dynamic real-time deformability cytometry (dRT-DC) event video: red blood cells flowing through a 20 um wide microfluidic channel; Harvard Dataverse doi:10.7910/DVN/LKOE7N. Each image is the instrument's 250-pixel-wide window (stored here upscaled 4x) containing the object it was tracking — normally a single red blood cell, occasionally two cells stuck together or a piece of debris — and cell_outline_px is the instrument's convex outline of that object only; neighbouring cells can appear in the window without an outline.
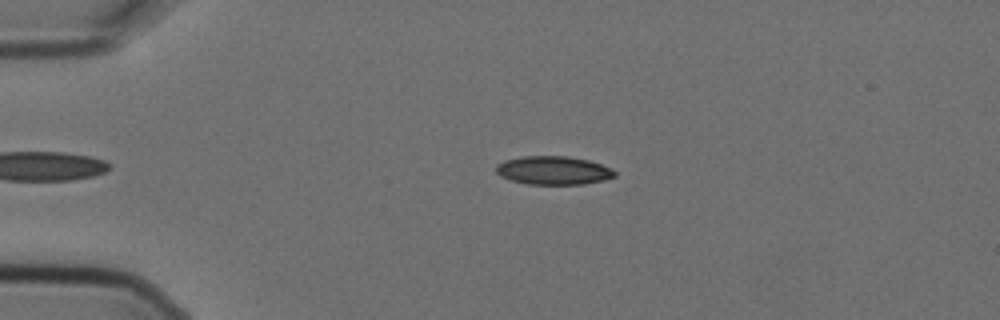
{"species": "Egyptian fruit bat (a non-hibernating species)", "species_latin": "Rousettus aegyptiacus", "temperature_condition": "cold", "stored_images_in_passage": 3, "camera_frame_rate_fps": 3000, "um_per_image_px": 0.085, "animal": {"sex": "female"}, "frame": {"image": 1, "passage_image": 3, "time_ms": 0.667, "image_size_px": [1000, 320], "cell_outline_px": [[616, 176], [604, 180], [584, 184], [528, 184], [508, 180], [500, 176], [496, 172], [496, 164], [504, 160], [520, 156], [568, 156], [588, 160], [612, 168], [616, 172]], "centroid_in_image_um": [47.01, 14.48], "position_along_channel_um": 38.0, "area_um2": 19.88}}